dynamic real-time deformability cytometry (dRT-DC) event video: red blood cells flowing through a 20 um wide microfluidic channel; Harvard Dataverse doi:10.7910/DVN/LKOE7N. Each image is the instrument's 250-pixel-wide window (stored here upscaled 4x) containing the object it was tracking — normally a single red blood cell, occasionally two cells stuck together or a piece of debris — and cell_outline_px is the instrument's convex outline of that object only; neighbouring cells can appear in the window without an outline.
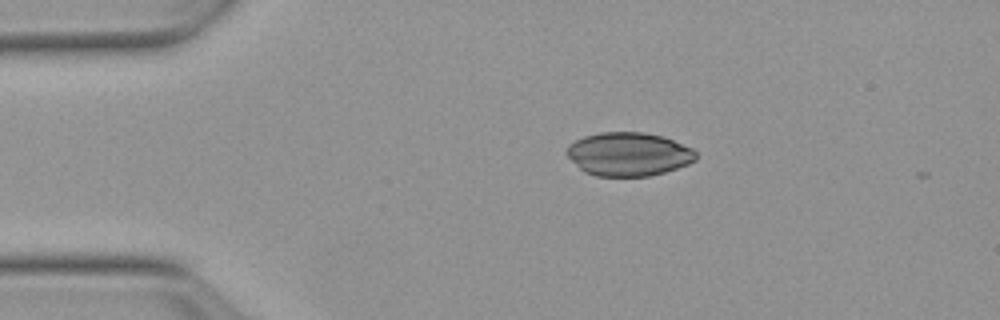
{"species": "Egyptian fruit bat (a non-hibernating species)", "species_latin": "Rousettus aegyptiacus", "temperature_condition": "warm", "stored_images_in_passage": 37, "camera_frame_rate_fps": 3000, "um_per_image_px": 0.085, "animal": {"sex": "female"}, "frame": {"image": 1, "passage_image": 1, "time_ms": 0.0, "image_size_px": [1000, 320], "cell_outline_px": [[696, 160], [688, 164], [664, 172], [648, 176], [596, 176], [584, 172], [564, 152], [568, 144], [584, 136], [600, 132], [644, 132], [664, 136], [692, 148], [696, 152]], "centroid_in_image_um": [53.42, 13.09], "position_along_channel_um": 31.6, "area_um2": 32.89}}
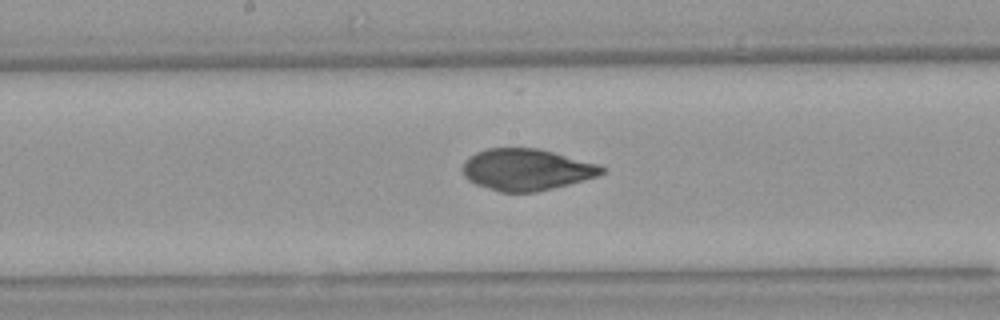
{"frame": {"image": 2, "passage_image": 18, "time_ms": 5.667, "image_size_px": [1000, 320], "cell_outline_px": [[604, 172], [596, 176], [584, 180], [536, 192], [500, 192], [476, 184], [468, 180], [464, 176], [460, 168], [464, 160], [468, 156], [476, 152], [488, 148], [536, 148], [600, 164], [604, 168]], "centroid_in_image_um": [44.69, 14.41], "position_along_channel_um": 203.5, "area_um2": 33.7}}
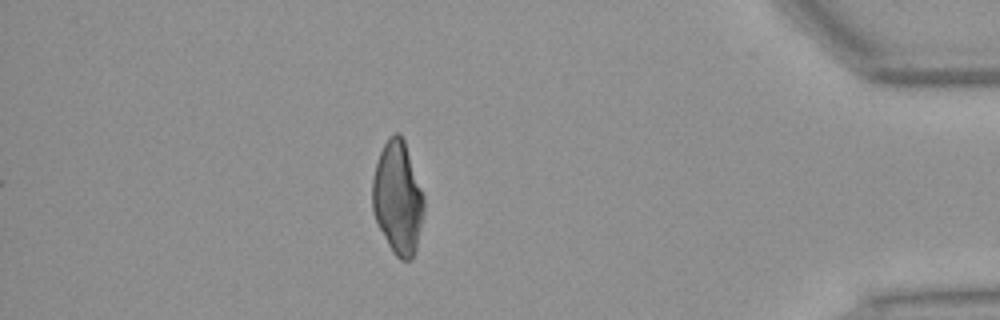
{"frame": {"image": 3, "passage_image": 37, "time_ms": 12.0, "image_size_px": [1000, 320], "cell_outline_px": [[424, 212], [416, 248], [412, 260], [400, 260], [392, 252], [376, 224], [372, 212], [372, 180], [376, 164], [380, 152], [388, 136], [396, 132], [400, 132], [404, 140], [424, 192]], "centroid_in_image_um": [33.81, 16.83], "position_along_channel_um": 401.4, "area_um2": 34.45}}